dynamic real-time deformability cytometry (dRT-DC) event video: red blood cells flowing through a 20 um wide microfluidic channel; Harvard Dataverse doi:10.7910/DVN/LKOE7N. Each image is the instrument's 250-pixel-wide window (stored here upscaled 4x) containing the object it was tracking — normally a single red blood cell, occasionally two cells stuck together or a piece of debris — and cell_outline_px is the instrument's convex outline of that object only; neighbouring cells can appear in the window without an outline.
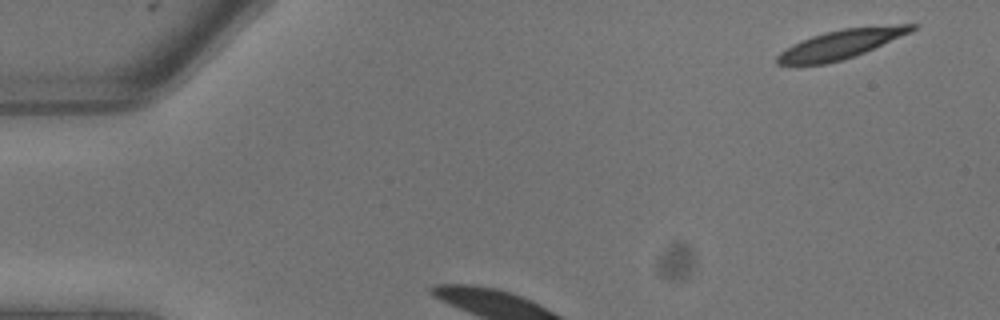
{"species": "common noctule bat (a hibernating species)", "species_latin": "Nyctalus noctula", "temperature_condition": "warm", "stored_images_in_passage": 4, "camera_frame_rate_fps": 3000, "um_per_image_px": 0.085, "animal": {"sex": "male", "body_mass_g": 13.3}, "frame": {"image": 1, "passage_image": 1, "time_ms": 0.0, "image_size_px": [1000, 320], "cell_outline_px": [[916, 28], [912, 32], [856, 56], [844, 60], [828, 64], [776, 64], [776, 56], [780, 52], [792, 44], [812, 36], [844, 28], [900, 24], [916, 24]], "centroid_in_image_um": [71.51, 3.76], "position_along_channel_um": 13.5, "area_um2": 22.72}}
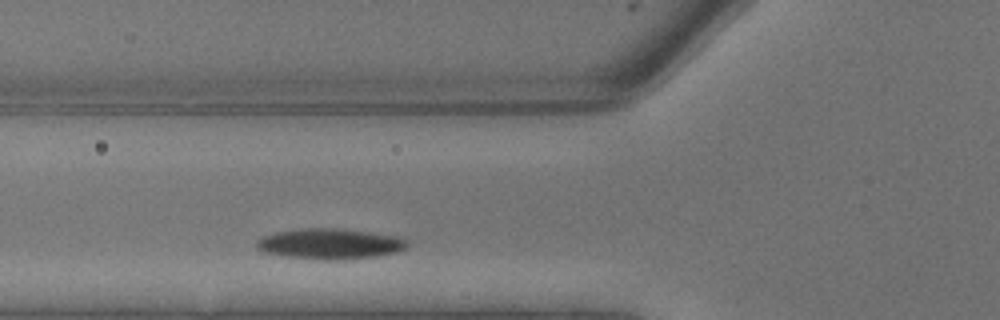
{"frame": {"image": 2, "passage_image": 4, "time_ms": 1.0, "image_size_px": [1000, 320], "cell_outline_px": [[408, 248], [396, 252], [376, 256], [336, 260], [320, 260], [284, 256], [264, 252], [256, 248], [256, 240], [264, 236], [276, 232], [300, 228], [336, 228], [368, 232], [396, 236], [408, 240]], "centroid_in_image_um": [28.03, 20.73], "position_along_channel_um": 97.8, "area_um2": 26.88}}